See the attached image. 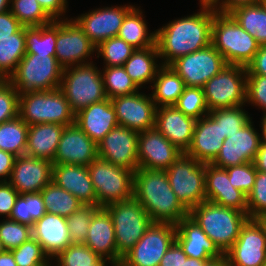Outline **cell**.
I'll return each instance as SVG.
<instances>
[{
  "label": "cell",
  "instance_id": "1",
  "mask_svg": "<svg viewBox=\"0 0 266 266\" xmlns=\"http://www.w3.org/2000/svg\"><path fill=\"white\" fill-rule=\"evenodd\" d=\"M186 17L170 21L156 31V45L162 65L198 51L211 44L215 11L199 9Z\"/></svg>",
  "mask_w": 266,
  "mask_h": 266
},
{
  "label": "cell",
  "instance_id": "2",
  "mask_svg": "<svg viewBox=\"0 0 266 266\" xmlns=\"http://www.w3.org/2000/svg\"><path fill=\"white\" fill-rule=\"evenodd\" d=\"M133 197L153 223H177L189 215L173 192L166 170L138 168L134 172Z\"/></svg>",
  "mask_w": 266,
  "mask_h": 266
},
{
  "label": "cell",
  "instance_id": "3",
  "mask_svg": "<svg viewBox=\"0 0 266 266\" xmlns=\"http://www.w3.org/2000/svg\"><path fill=\"white\" fill-rule=\"evenodd\" d=\"M211 44L229 65L247 67L260 45L245 31L230 13L215 11Z\"/></svg>",
  "mask_w": 266,
  "mask_h": 266
},
{
  "label": "cell",
  "instance_id": "4",
  "mask_svg": "<svg viewBox=\"0 0 266 266\" xmlns=\"http://www.w3.org/2000/svg\"><path fill=\"white\" fill-rule=\"evenodd\" d=\"M189 216L197 222L223 254L238 239L240 229L248 219V213L209 201H204L192 208Z\"/></svg>",
  "mask_w": 266,
  "mask_h": 266
},
{
  "label": "cell",
  "instance_id": "5",
  "mask_svg": "<svg viewBox=\"0 0 266 266\" xmlns=\"http://www.w3.org/2000/svg\"><path fill=\"white\" fill-rule=\"evenodd\" d=\"M59 89L75 114L107 99L102 71L93 61L64 68Z\"/></svg>",
  "mask_w": 266,
  "mask_h": 266
},
{
  "label": "cell",
  "instance_id": "6",
  "mask_svg": "<svg viewBox=\"0 0 266 266\" xmlns=\"http://www.w3.org/2000/svg\"><path fill=\"white\" fill-rule=\"evenodd\" d=\"M19 116L28 125L75 123V113L61 90L30 91L19 94Z\"/></svg>",
  "mask_w": 266,
  "mask_h": 266
},
{
  "label": "cell",
  "instance_id": "7",
  "mask_svg": "<svg viewBox=\"0 0 266 266\" xmlns=\"http://www.w3.org/2000/svg\"><path fill=\"white\" fill-rule=\"evenodd\" d=\"M63 67L55 56L25 54L9 82L18 91H52L60 87Z\"/></svg>",
  "mask_w": 266,
  "mask_h": 266
},
{
  "label": "cell",
  "instance_id": "8",
  "mask_svg": "<svg viewBox=\"0 0 266 266\" xmlns=\"http://www.w3.org/2000/svg\"><path fill=\"white\" fill-rule=\"evenodd\" d=\"M98 207L133 198L134 171L97 157L88 166Z\"/></svg>",
  "mask_w": 266,
  "mask_h": 266
},
{
  "label": "cell",
  "instance_id": "9",
  "mask_svg": "<svg viewBox=\"0 0 266 266\" xmlns=\"http://www.w3.org/2000/svg\"><path fill=\"white\" fill-rule=\"evenodd\" d=\"M166 174L173 192L188 211L206 201L205 163L182 153Z\"/></svg>",
  "mask_w": 266,
  "mask_h": 266
},
{
  "label": "cell",
  "instance_id": "10",
  "mask_svg": "<svg viewBox=\"0 0 266 266\" xmlns=\"http://www.w3.org/2000/svg\"><path fill=\"white\" fill-rule=\"evenodd\" d=\"M104 208L114 224L117 253L123 257L151 226L152 219L134 197Z\"/></svg>",
  "mask_w": 266,
  "mask_h": 266
},
{
  "label": "cell",
  "instance_id": "11",
  "mask_svg": "<svg viewBox=\"0 0 266 266\" xmlns=\"http://www.w3.org/2000/svg\"><path fill=\"white\" fill-rule=\"evenodd\" d=\"M247 68L226 65L202 87L209 112L246 105Z\"/></svg>",
  "mask_w": 266,
  "mask_h": 266
},
{
  "label": "cell",
  "instance_id": "12",
  "mask_svg": "<svg viewBox=\"0 0 266 266\" xmlns=\"http://www.w3.org/2000/svg\"><path fill=\"white\" fill-rule=\"evenodd\" d=\"M176 240V225L152 223L141 239L128 251L119 266H159Z\"/></svg>",
  "mask_w": 266,
  "mask_h": 266
},
{
  "label": "cell",
  "instance_id": "13",
  "mask_svg": "<svg viewBox=\"0 0 266 266\" xmlns=\"http://www.w3.org/2000/svg\"><path fill=\"white\" fill-rule=\"evenodd\" d=\"M94 53L96 46L73 18L57 20L55 57L63 68L90 63Z\"/></svg>",
  "mask_w": 266,
  "mask_h": 266
},
{
  "label": "cell",
  "instance_id": "14",
  "mask_svg": "<svg viewBox=\"0 0 266 266\" xmlns=\"http://www.w3.org/2000/svg\"><path fill=\"white\" fill-rule=\"evenodd\" d=\"M226 65L212 44L174 60L169 66L183 79L186 87H203Z\"/></svg>",
  "mask_w": 266,
  "mask_h": 266
},
{
  "label": "cell",
  "instance_id": "15",
  "mask_svg": "<svg viewBox=\"0 0 266 266\" xmlns=\"http://www.w3.org/2000/svg\"><path fill=\"white\" fill-rule=\"evenodd\" d=\"M224 255L228 266L265 265L266 237L256 219H247L240 229L238 239Z\"/></svg>",
  "mask_w": 266,
  "mask_h": 266
},
{
  "label": "cell",
  "instance_id": "16",
  "mask_svg": "<svg viewBox=\"0 0 266 266\" xmlns=\"http://www.w3.org/2000/svg\"><path fill=\"white\" fill-rule=\"evenodd\" d=\"M134 5L102 7L83 13L73 19L82 28L86 36L97 47L101 42L117 37L125 16Z\"/></svg>",
  "mask_w": 266,
  "mask_h": 266
},
{
  "label": "cell",
  "instance_id": "17",
  "mask_svg": "<svg viewBox=\"0 0 266 266\" xmlns=\"http://www.w3.org/2000/svg\"><path fill=\"white\" fill-rule=\"evenodd\" d=\"M138 134L127 127L115 126L98 144V157L115 166L138 169Z\"/></svg>",
  "mask_w": 266,
  "mask_h": 266
},
{
  "label": "cell",
  "instance_id": "18",
  "mask_svg": "<svg viewBox=\"0 0 266 266\" xmlns=\"http://www.w3.org/2000/svg\"><path fill=\"white\" fill-rule=\"evenodd\" d=\"M115 108L118 124L137 132L155 127L157 106L148 95L136 92L131 95L111 99Z\"/></svg>",
  "mask_w": 266,
  "mask_h": 266
},
{
  "label": "cell",
  "instance_id": "19",
  "mask_svg": "<svg viewBox=\"0 0 266 266\" xmlns=\"http://www.w3.org/2000/svg\"><path fill=\"white\" fill-rule=\"evenodd\" d=\"M253 123L251 119L244 127L225 138L213 165L227 168L254 161L261 134L255 130Z\"/></svg>",
  "mask_w": 266,
  "mask_h": 266
},
{
  "label": "cell",
  "instance_id": "20",
  "mask_svg": "<svg viewBox=\"0 0 266 266\" xmlns=\"http://www.w3.org/2000/svg\"><path fill=\"white\" fill-rule=\"evenodd\" d=\"M182 153L155 127L138 134V168L167 170Z\"/></svg>",
  "mask_w": 266,
  "mask_h": 266
},
{
  "label": "cell",
  "instance_id": "21",
  "mask_svg": "<svg viewBox=\"0 0 266 266\" xmlns=\"http://www.w3.org/2000/svg\"><path fill=\"white\" fill-rule=\"evenodd\" d=\"M97 157V144L74 123L65 126L52 163L88 166Z\"/></svg>",
  "mask_w": 266,
  "mask_h": 266
},
{
  "label": "cell",
  "instance_id": "22",
  "mask_svg": "<svg viewBox=\"0 0 266 266\" xmlns=\"http://www.w3.org/2000/svg\"><path fill=\"white\" fill-rule=\"evenodd\" d=\"M53 163L27 155L18 156L8 181L19 193H38L52 181Z\"/></svg>",
  "mask_w": 266,
  "mask_h": 266
},
{
  "label": "cell",
  "instance_id": "23",
  "mask_svg": "<svg viewBox=\"0 0 266 266\" xmlns=\"http://www.w3.org/2000/svg\"><path fill=\"white\" fill-rule=\"evenodd\" d=\"M206 201L247 213V196L231 185L225 168L205 164Z\"/></svg>",
  "mask_w": 266,
  "mask_h": 266
},
{
  "label": "cell",
  "instance_id": "24",
  "mask_svg": "<svg viewBox=\"0 0 266 266\" xmlns=\"http://www.w3.org/2000/svg\"><path fill=\"white\" fill-rule=\"evenodd\" d=\"M196 121L175 106H161L156 109L155 128L183 153L191 144Z\"/></svg>",
  "mask_w": 266,
  "mask_h": 266
},
{
  "label": "cell",
  "instance_id": "25",
  "mask_svg": "<svg viewBox=\"0 0 266 266\" xmlns=\"http://www.w3.org/2000/svg\"><path fill=\"white\" fill-rule=\"evenodd\" d=\"M176 241L184 253L198 260H213L224 256L214 242L189 215L176 225Z\"/></svg>",
  "mask_w": 266,
  "mask_h": 266
},
{
  "label": "cell",
  "instance_id": "26",
  "mask_svg": "<svg viewBox=\"0 0 266 266\" xmlns=\"http://www.w3.org/2000/svg\"><path fill=\"white\" fill-rule=\"evenodd\" d=\"M84 244L100 258L120 265L122 257L117 253L114 224L104 207L94 212Z\"/></svg>",
  "mask_w": 266,
  "mask_h": 266
},
{
  "label": "cell",
  "instance_id": "27",
  "mask_svg": "<svg viewBox=\"0 0 266 266\" xmlns=\"http://www.w3.org/2000/svg\"><path fill=\"white\" fill-rule=\"evenodd\" d=\"M220 123H216L208 114L196 121L191 144L185 152L202 163H212L225 140Z\"/></svg>",
  "mask_w": 266,
  "mask_h": 266
},
{
  "label": "cell",
  "instance_id": "28",
  "mask_svg": "<svg viewBox=\"0 0 266 266\" xmlns=\"http://www.w3.org/2000/svg\"><path fill=\"white\" fill-rule=\"evenodd\" d=\"M52 181L74 195L83 205L98 206L87 166L53 164Z\"/></svg>",
  "mask_w": 266,
  "mask_h": 266
},
{
  "label": "cell",
  "instance_id": "29",
  "mask_svg": "<svg viewBox=\"0 0 266 266\" xmlns=\"http://www.w3.org/2000/svg\"><path fill=\"white\" fill-rule=\"evenodd\" d=\"M75 123L96 144L119 125L111 99L93 103L75 114Z\"/></svg>",
  "mask_w": 266,
  "mask_h": 266
},
{
  "label": "cell",
  "instance_id": "30",
  "mask_svg": "<svg viewBox=\"0 0 266 266\" xmlns=\"http://www.w3.org/2000/svg\"><path fill=\"white\" fill-rule=\"evenodd\" d=\"M32 237L51 261L71 244L66 218L48 212L32 226Z\"/></svg>",
  "mask_w": 266,
  "mask_h": 266
},
{
  "label": "cell",
  "instance_id": "31",
  "mask_svg": "<svg viewBox=\"0 0 266 266\" xmlns=\"http://www.w3.org/2000/svg\"><path fill=\"white\" fill-rule=\"evenodd\" d=\"M64 128L55 123L30 125L25 155L53 162Z\"/></svg>",
  "mask_w": 266,
  "mask_h": 266
},
{
  "label": "cell",
  "instance_id": "32",
  "mask_svg": "<svg viewBox=\"0 0 266 266\" xmlns=\"http://www.w3.org/2000/svg\"><path fill=\"white\" fill-rule=\"evenodd\" d=\"M160 59L157 45L136 49L123 65L126 73L141 89L145 84H152L158 70L163 66L157 64ZM144 84V85H143Z\"/></svg>",
  "mask_w": 266,
  "mask_h": 266
},
{
  "label": "cell",
  "instance_id": "33",
  "mask_svg": "<svg viewBox=\"0 0 266 266\" xmlns=\"http://www.w3.org/2000/svg\"><path fill=\"white\" fill-rule=\"evenodd\" d=\"M183 79L168 65H163L150 85L151 98L157 108L161 106H174L184 91Z\"/></svg>",
  "mask_w": 266,
  "mask_h": 266
},
{
  "label": "cell",
  "instance_id": "34",
  "mask_svg": "<svg viewBox=\"0 0 266 266\" xmlns=\"http://www.w3.org/2000/svg\"><path fill=\"white\" fill-rule=\"evenodd\" d=\"M140 7H134L126 16L117 37L123 39L135 49H144L156 44V31L148 30Z\"/></svg>",
  "mask_w": 266,
  "mask_h": 266
},
{
  "label": "cell",
  "instance_id": "35",
  "mask_svg": "<svg viewBox=\"0 0 266 266\" xmlns=\"http://www.w3.org/2000/svg\"><path fill=\"white\" fill-rule=\"evenodd\" d=\"M230 14L260 46L266 45V0L237 7Z\"/></svg>",
  "mask_w": 266,
  "mask_h": 266
},
{
  "label": "cell",
  "instance_id": "36",
  "mask_svg": "<svg viewBox=\"0 0 266 266\" xmlns=\"http://www.w3.org/2000/svg\"><path fill=\"white\" fill-rule=\"evenodd\" d=\"M26 54L25 26L12 37L0 39V78L9 80Z\"/></svg>",
  "mask_w": 266,
  "mask_h": 266
},
{
  "label": "cell",
  "instance_id": "37",
  "mask_svg": "<svg viewBox=\"0 0 266 266\" xmlns=\"http://www.w3.org/2000/svg\"><path fill=\"white\" fill-rule=\"evenodd\" d=\"M57 20L44 26L25 27L26 54L55 56Z\"/></svg>",
  "mask_w": 266,
  "mask_h": 266
},
{
  "label": "cell",
  "instance_id": "38",
  "mask_svg": "<svg viewBox=\"0 0 266 266\" xmlns=\"http://www.w3.org/2000/svg\"><path fill=\"white\" fill-rule=\"evenodd\" d=\"M40 193L46 211L64 218H68L83 205L74 195L57 186L53 181L48 183Z\"/></svg>",
  "mask_w": 266,
  "mask_h": 266
},
{
  "label": "cell",
  "instance_id": "39",
  "mask_svg": "<svg viewBox=\"0 0 266 266\" xmlns=\"http://www.w3.org/2000/svg\"><path fill=\"white\" fill-rule=\"evenodd\" d=\"M28 125L18 115L0 124V150L15 156L25 155L28 137Z\"/></svg>",
  "mask_w": 266,
  "mask_h": 266
},
{
  "label": "cell",
  "instance_id": "40",
  "mask_svg": "<svg viewBox=\"0 0 266 266\" xmlns=\"http://www.w3.org/2000/svg\"><path fill=\"white\" fill-rule=\"evenodd\" d=\"M46 213L47 211L40 192L23 193L17 197L9 219L32 227Z\"/></svg>",
  "mask_w": 266,
  "mask_h": 266
},
{
  "label": "cell",
  "instance_id": "41",
  "mask_svg": "<svg viewBox=\"0 0 266 266\" xmlns=\"http://www.w3.org/2000/svg\"><path fill=\"white\" fill-rule=\"evenodd\" d=\"M104 89L108 99L131 95L141 90L126 73L123 66L102 68Z\"/></svg>",
  "mask_w": 266,
  "mask_h": 266
},
{
  "label": "cell",
  "instance_id": "42",
  "mask_svg": "<svg viewBox=\"0 0 266 266\" xmlns=\"http://www.w3.org/2000/svg\"><path fill=\"white\" fill-rule=\"evenodd\" d=\"M136 49L119 37H112L96 47V54L103 58L104 67L123 66Z\"/></svg>",
  "mask_w": 266,
  "mask_h": 266
},
{
  "label": "cell",
  "instance_id": "43",
  "mask_svg": "<svg viewBox=\"0 0 266 266\" xmlns=\"http://www.w3.org/2000/svg\"><path fill=\"white\" fill-rule=\"evenodd\" d=\"M10 11L25 27L44 26L53 21L37 0H11Z\"/></svg>",
  "mask_w": 266,
  "mask_h": 266
},
{
  "label": "cell",
  "instance_id": "44",
  "mask_svg": "<svg viewBox=\"0 0 266 266\" xmlns=\"http://www.w3.org/2000/svg\"><path fill=\"white\" fill-rule=\"evenodd\" d=\"M244 105L230 108L212 110L208 115L216 122L220 123L222 135L230 137L233 133L244 127L252 117L243 109Z\"/></svg>",
  "mask_w": 266,
  "mask_h": 266
},
{
  "label": "cell",
  "instance_id": "45",
  "mask_svg": "<svg viewBox=\"0 0 266 266\" xmlns=\"http://www.w3.org/2000/svg\"><path fill=\"white\" fill-rule=\"evenodd\" d=\"M174 106L186 116L196 120L209 113L201 87H185Z\"/></svg>",
  "mask_w": 266,
  "mask_h": 266
},
{
  "label": "cell",
  "instance_id": "46",
  "mask_svg": "<svg viewBox=\"0 0 266 266\" xmlns=\"http://www.w3.org/2000/svg\"><path fill=\"white\" fill-rule=\"evenodd\" d=\"M95 205L81 207L66 218L71 244H84L91 224V218L98 209Z\"/></svg>",
  "mask_w": 266,
  "mask_h": 266
},
{
  "label": "cell",
  "instance_id": "47",
  "mask_svg": "<svg viewBox=\"0 0 266 266\" xmlns=\"http://www.w3.org/2000/svg\"><path fill=\"white\" fill-rule=\"evenodd\" d=\"M17 266H52L49 256L41 244L33 237L11 250Z\"/></svg>",
  "mask_w": 266,
  "mask_h": 266
},
{
  "label": "cell",
  "instance_id": "48",
  "mask_svg": "<svg viewBox=\"0 0 266 266\" xmlns=\"http://www.w3.org/2000/svg\"><path fill=\"white\" fill-rule=\"evenodd\" d=\"M100 257L85 244H70L60 252L54 259L56 266H91Z\"/></svg>",
  "mask_w": 266,
  "mask_h": 266
},
{
  "label": "cell",
  "instance_id": "49",
  "mask_svg": "<svg viewBox=\"0 0 266 266\" xmlns=\"http://www.w3.org/2000/svg\"><path fill=\"white\" fill-rule=\"evenodd\" d=\"M32 237V227L9 218L0 221V239L6 250L18 248Z\"/></svg>",
  "mask_w": 266,
  "mask_h": 266
},
{
  "label": "cell",
  "instance_id": "50",
  "mask_svg": "<svg viewBox=\"0 0 266 266\" xmlns=\"http://www.w3.org/2000/svg\"><path fill=\"white\" fill-rule=\"evenodd\" d=\"M248 218L266 214V172L257 171L252 191L247 195Z\"/></svg>",
  "mask_w": 266,
  "mask_h": 266
},
{
  "label": "cell",
  "instance_id": "51",
  "mask_svg": "<svg viewBox=\"0 0 266 266\" xmlns=\"http://www.w3.org/2000/svg\"><path fill=\"white\" fill-rule=\"evenodd\" d=\"M230 183L236 189L242 191L246 196L252 191L257 170L253 162L225 168Z\"/></svg>",
  "mask_w": 266,
  "mask_h": 266
},
{
  "label": "cell",
  "instance_id": "52",
  "mask_svg": "<svg viewBox=\"0 0 266 266\" xmlns=\"http://www.w3.org/2000/svg\"><path fill=\"white\" fill-rule=\"evenodd\" d=\"M19 115V93L8 80L0 81V124Z\"/></svg>",
  "mask_w": 266,
  "mask_h": 266
},
{
  "label": "cell",
  "instance_id": "53",
  "mask_svg": "<svg viewBox=\"0 0 266 266\" xmlns=\"http://www.w3.org/2000/svg\"><path fill=\"white\" fill-rule=\"evenodd\" d=\"M246 103L262 109L266 113V76L247 75Z\"/></svg>",
  "mask_w": 266,
  "mask_h": 266
},
{
  "label": "cell",
  "instance_id": "54",
  "mask_svg": "<svg viewBox=\"0 0 266 266\" xmlns=\"http://www.w3.org/2000/svg\"><path fill=\"white\" fill-rule=\"evenodd\" d=\"M19 193L8 181H0V216L9 218Z\"/></svg>",
  "mask_w": 266,
  "mask_h": 266
},
{
  "label": "cell",
  "instance_id": "55",
  "mask_svg": "<svg viewBox=\"0 0 266 266\" xmlns=\"http://www.w3.org/2000/svg\"><path fill=\"white\" fill-rule=\"evenodd\" d=\"M41 8L52 20L67 19L68 0H37ZM63 17V18H61Z\"/></svg>",
  "mask_w": 266,
  "mask_h": 266
},
{
  "label": "cell",
  "instance_id": "56",
  "mask_svg": "<svg viewBox=\"0 0 266 266\" xmlns=\"http://www.w3.org/2000/svg\"><path fill=\"white\" fill-rule=\"evenodd\" d=\"M22 27L10 10L0 13V39L12 37V34L17 33Z\"/></svg>",
  "mask_w": 266,
  "mask_h": 266
},
{
  "label": "cell",
  "instance_id": "57",
  "mask_svg": "<svg viewBox=\"0 0 266 266\" xmlns=\"http://www.w3.org/2000/svg\"><path fill=\"white\" fill-rule=\"evenodd\" d=\"M188 256L184 253L182 247L175 240L162 257L159 266H182Z\"/></svg>",
  "mask_w": 266,
  "mask_h": 266
},
{
  "label": "cell",
  "instance_id": "58",
  "mask_svg": "<svg viewBox=\"0 0 266 266\" xmlns=\"http://www.w3.org/2000/svg\"><path fill=\"white\" fill-rule=\"evenodd\" d=\"M246 68L247 75L266 76V45L259 47L254 59Z\"/></svg>",
  "mask_w": 266,
  "mask_h": 266
},
{
  "label": "cell",
  "instance_id": "59",
  "mask_svg": "<svg viewBox=\"0 0 266 266\" xmlns=\"http://www.w3.org/2000/svg\"><path fill=\"white\" fill-rule=\"evenodd\" d=\"M16 157L10 152L0 150V181L10 180Z\"/></svg>",
  "mask_w": 266,
  "mask_h": 266
},
{
  "label": "cell",
  "instance_id": "60",
  "mask_svg": "<svg viewBox=\"0 0 266 266\" xmlns=\"http://www.w3.org/2000/svg\"><path fill=\"white\" fill-rule=\"evenodd\" d=\"M257 171L266 172V143L261 141L253 161Z\"/></svg>",
  "mask_w": 266,
  "mask_h": 266
},
{
  "label": "cell",
  "instance_id": "61",
  "mask_svg": "<svg viewBox=\"0 0 266 266\" xmlns=\"http://www.w3.org/2000/svg\"><path fill=\"white\" fill-rule=\"evenodd\" d=\"M261 0H223V13H230L237 7L251 5Z\"/></svg>",
  "mask_w": 266,
  "mask_h": 266
},
{
  "label": "cell",
  "instance_id": "62",
  "mask_svg": "<svg viewBox=\"0 0 266 266\" xmlns=\"http://www.w3.org/2000/svg\"><path fill=\"white\" fill-rule=\"evenodd\" d=\"M200 9H209L223 13V0H200Z\"/></svg>",
  "mask_w": 266,
  "mask_h": 266
},
{
  "label": "cell",
  "instance_id": "63",
  "mask_svg": "<svg viewBox=\"0 0 266 266\" xmlns=\"http://www.w3.org/2000/svg\"><path fill=\"white\" fill-rule=\"evenodd\" d=\"M0 266H17L14 255L10 250L0 253Z\"/></svg>",
  "mask_w": 266,
  "mask_h": 266
},
{
  "label": "cell",
  "instance_id": "64",
  "mask_svg": "<svg viewBox=\"0 0 266 266\" xmlns=\"http://www.w3.org/2000/svg\"><path fill=\"white\" fill-rule=\"evenodd\" d=\"M211 260H198L188 257L182 266H205Z\"/></svg>",
  "mask_w": 266,
  "mask_h": 266
},
{
  "label": "cell",
  "instance_id": "65",
  "mask_svg": "<svg viewBox=\"0 0 266 266\" xmlns=\"http://www.w3.org/2000/svg\"><path fill=\"white\" fill-rule=\"evenodd\" d=\"M205 266H228V261L226 256L224 255L221 258L209 261Z\"/></svg>",
  "mask_w": 266,
  "mask_h": 266
},
{
  "label": "cell",
  "instance_id": "66",
  "mask_svg": "<svg viewBox=\"0 0 266 266\" xmlns=\"http://www.w3.org/2000/svg\"><path fill=\"white\" fill-rule=\"evenodd\" d=\"M262 119H261V124H260V127H261V141L265 142L266 143V113H263L262 114Z\"/></svg>",
  "mask_w": 266,
  "mask_h": 266
},
{
  "label": "cell",
  "instance_id": "67",
  "mask_svg": "<svg viewBox=\"0 0 266 266\" xmlns=\"http://www.w3.org/2000/svg\"><path fill=\"white\" fill-rule=\"evenodd\" d=\"M107 264H110V266H119L118 264L111 262V261L104 259V258H100L95 264H93L91 266H108Z\"/></svg>",
  "mask_w": 266,
  "mask_h": 266
},
{
  "label": "cell",
  "instance_id": "68",
  "mask_svg": "<svg viewBox=\"0 0 266 266\" xmlns=\"http://www.w3.org/2000/svg\"><path fill=\"white\" fill-rule=\"evenodd\" d=\"M11 0H0V13L10 10Z\"/></svg>",
  "mask_w": 266,
  "mask_h": 266
},
{
  "label": "cell",
  "instance_id": "69",
  "mask_svg": "<svg viewBox=\"0 0 266 266\" xmlns=\"http://www.w3.org/2000/svg\"><path fill=\"white\" fill-rule=\"evenodd\" d=\"M255 219L259 222V224L263 228L264 233H265V237H266V214L260 215Z\"/></svg>",
  "mask_w": 266,
  "mask_h": 266
},
{
  "label": "cell",
  "instance_id": "70",
  "mask_svg": "<svg viewBox=\"0 0 266 266\" xmlns=\"http://www.w3.org/2000/svg\"><path fill=\"white\" fill-rule=\"evenodd\" d=\"M5 247L3 246L2 240L0 239V253L5 251Z\"/></svg>",
  "mask_w": 266,
  "mask_h": 266
}]
</instances>
